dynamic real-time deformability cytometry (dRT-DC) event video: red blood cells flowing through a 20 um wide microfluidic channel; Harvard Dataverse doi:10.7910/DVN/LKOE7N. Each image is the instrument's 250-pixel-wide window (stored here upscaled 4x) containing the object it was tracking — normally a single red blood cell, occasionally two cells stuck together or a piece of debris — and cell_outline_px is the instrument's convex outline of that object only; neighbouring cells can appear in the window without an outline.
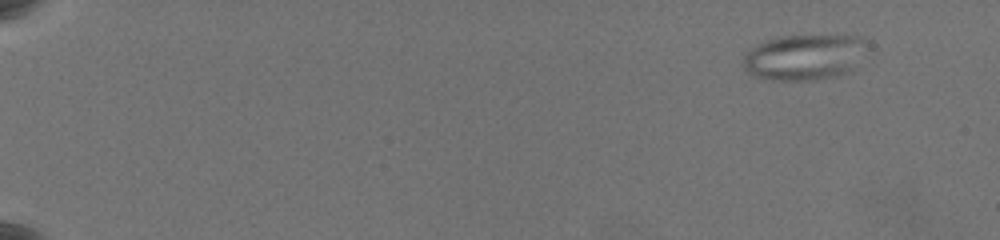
{"species": "common noctule bat (a hibernating species)", "species_latin": "Nyctalus noctula", "temperature_condition": "warm", "stored_images_in_passage": 57, "camera_frame_rate_fps": 3000, "um_per_image_px": 0.085, "animal": {"sex": "female", "body_mass_g": 19.5, "forearm_length_mm": 54.1}, "frame": {"image": 1, "passage_image": 1, "time_ms": 0.0, "image_size_px": [1000, 240], "cell_outline_px": [[876, 48], [848, 72], [836, 76], [812, 80], [764, 80], [748, 72], [744, 68], [744, 52], [756, 44], [780, 36], [860, 36]], "centroid_in_image_um": [68.48, 4.85], "position_along_channel_um": 16.5, "area_um2": 33.87}}
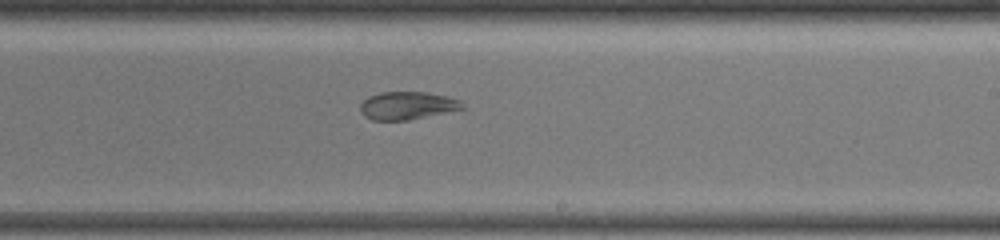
{"frame": {"image": 2, "passage_image": 36, "time_ms": 11.667, "image_size_px": [1000, 240], "cell_outline_px": [[464, 108], [408, 120], [372, 120], [364, 116], [360, 112], [360, 104], [368, 96], [380, 92], [428, 92], [460, 100], [464, 104]], "centroid_in_image_um": [34.57, 8.97], "position_along_channel_um": 254.4, "area_um2": 16.47}}
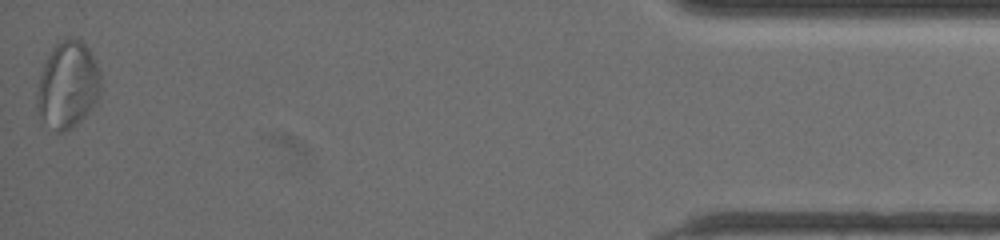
{"frame": {"image": 3, "passage_image": 57, "time_ms": 18.667, "image_size_px": [1000, 240], "cell_outline_px": [[100, 92], [96, 100], [88, 112], [72, 128], [64, 132], [56, 132], [36, 112], [36, 92], [40, 76], [44, 64], [48, 56], [56, 44], [68, 36], [72, 36], [80, 40], [88, 48], [100, 72]], "centroid_in_image_um": [5.74, 7.22], "position_along_channel_um": 429.5, "area_um2": 32.02}, "authors_computed_cell_mechanics": {"area_um2": 26.0678, "velocity_mm_per_s": 3.5451, "shape_relaxation_time_tau1_ms": null, "shape_relaxation_time_tau2_ms": 1.6645, "deformation_change_tau1": null, "deformation_change_tau2": 0.0591}}